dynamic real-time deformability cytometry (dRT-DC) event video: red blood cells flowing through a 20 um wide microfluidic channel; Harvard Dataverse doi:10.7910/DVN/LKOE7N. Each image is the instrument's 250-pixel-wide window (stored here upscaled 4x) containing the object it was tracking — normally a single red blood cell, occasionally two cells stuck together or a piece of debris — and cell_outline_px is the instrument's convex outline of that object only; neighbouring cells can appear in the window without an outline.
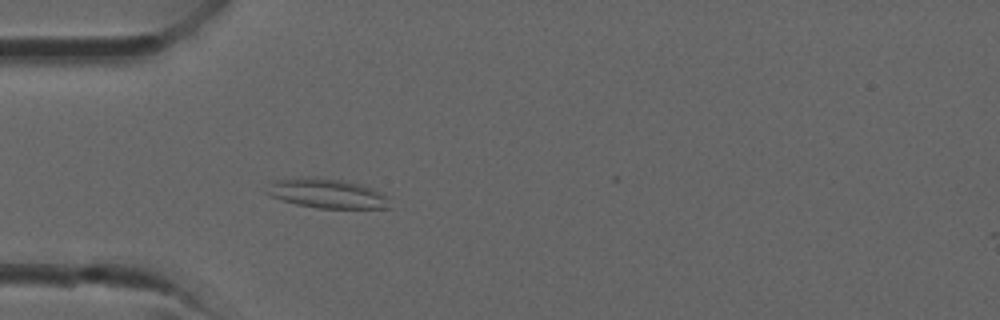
{"species": "common noctule bat (a hibernating species)", "species_latin": "Nyctalus noctula", "temperature_condition": "room temperature", "stored_images_in_passage": 36, "camera_frame_rate_fps": 3000, "um_per_image_px": 0.085, "animal": {"sex": "male", "forearm_length_mm": 52.5}, "frame": {"image": 1, "passage_image": 10, "time_ms": 3.0, "image_size_px": [1000, 320], "cell_outline_px": [[392, 208], [320, 208], [296, 204], [272, 196], [264, 192], [276, 180], [308, 176], [312, 176], [344, 180], [360, 184], [372, 188], [388, 196]], "centroid_in_image_um": [27.86, 16.44], "position_along_channel_um": 57.1, "area_um2": 21.1}}
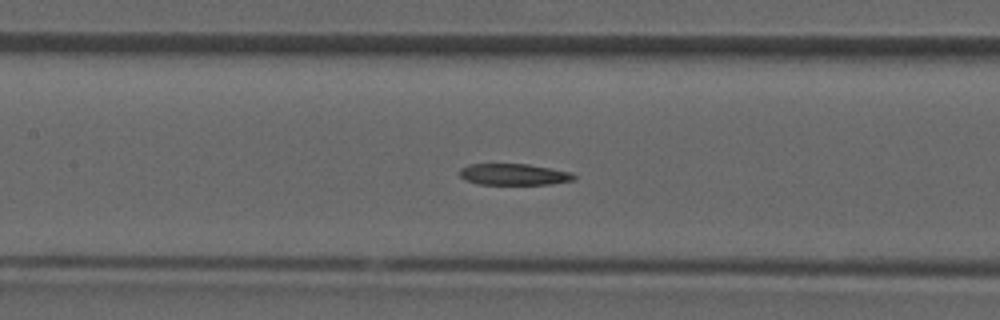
{"frame": {"image": 2, "passage_image": 16, "time_ms": 5.0, "image_size_px": [1000, 320], "cell_outline_px": [[576, 176], [572, 180], [552, 184], [480, 184], [464, 180], [460, 176], [460, 168], [468, 164], [528, 164], [552, 168], [572, 172]], "centroid_in_image_um": [43.67, 14.82], "position_along_channel_um": 163.7, "area_um2": 14.28}}
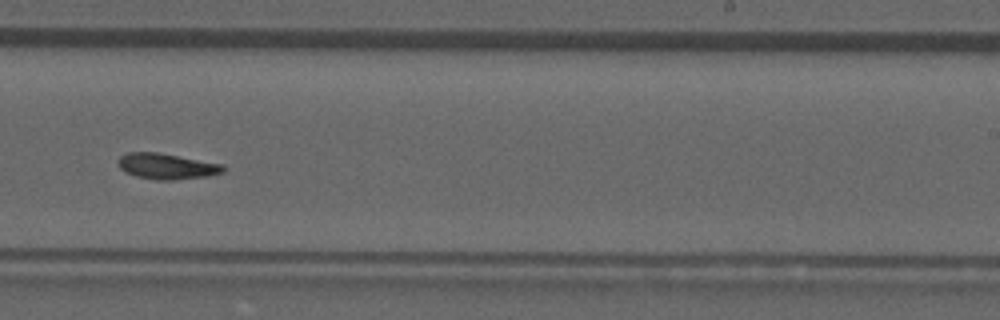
{"frame": {"image": 3, "passage_image": 22, "time_ms": 7.0, "image_size_px": [1000, 320], "cell_outline_px": [[224, 172], [208, 176], [172, 180], [156, 180], [136, 176], [124, 172], [120, 168], [120, 156], [128, 152], [160, 152], [224, 164]], "centroid_in_image_um": [14.2, 14.13], "position_along_channel_um": 274.8, "area_um2": 15.84}}